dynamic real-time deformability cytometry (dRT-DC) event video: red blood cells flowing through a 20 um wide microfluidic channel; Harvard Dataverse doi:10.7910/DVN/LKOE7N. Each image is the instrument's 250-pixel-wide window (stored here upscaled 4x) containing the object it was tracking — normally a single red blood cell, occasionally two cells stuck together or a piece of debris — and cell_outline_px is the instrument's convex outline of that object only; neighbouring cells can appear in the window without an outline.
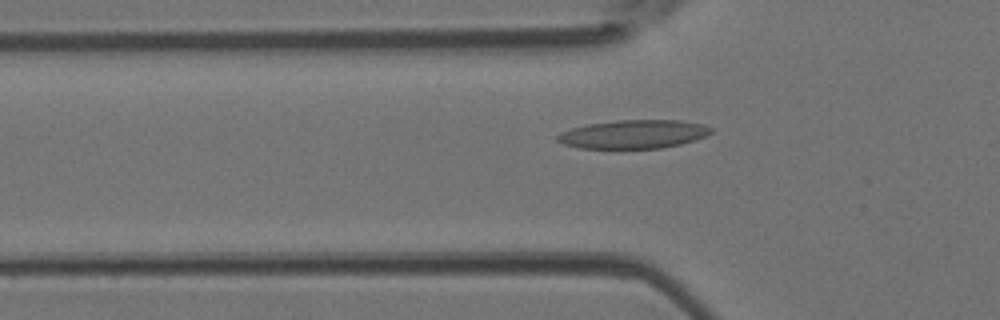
{"species": "Egyptian fruit bat (a non-hibernating species)", "species_latin": "Rousettus aegyptiacus", "temperature_condition": "room temperature", "stored_images_in_passage": 43, "camera_frame_rate_fps": 3000, "um_per_image_px": 0.085, "animal": {"sex": "female"}, "frame": {"image": 1, "passage_image": 16, "time_ms": 5.0, "image_size_px": [1000, 320], "cell_outline_px": [[712, 132], [696, 140], [680, 144], [660, 148], [580, 148], [564, 144], [556, 140], [556, 136], [560, 132], [572, 128], [588, 124], [616, 120], [680, 120], [704, 124], [712, 128]], "centroid_in_image_um": [53.85, 11.4], "position_along_channel_um": 71.9, "area_um2": 25.55}}
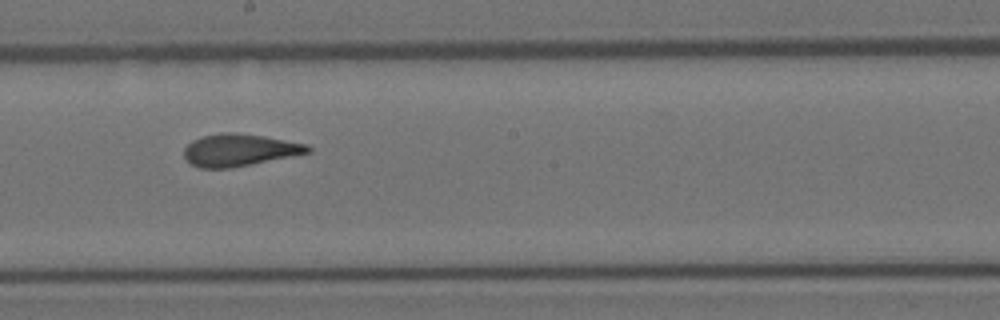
{"frame": {"image": 2, "passage_image": 27, "time_ms": 8.667, "image_size_px": [1000, 320], "cell_outline_px": [[312, 152], [232, 168], [200, 168], [192, 164], [184, 156], [184, 148], [192, 140], [204, 136], [224, 132], [236, 132], [264, 136], [308, 144], [312, 148]], "centroid_in_image_um": [20.37, 12.75], "position_along_channel_um": 227.8, "area_um2": 23.24}}
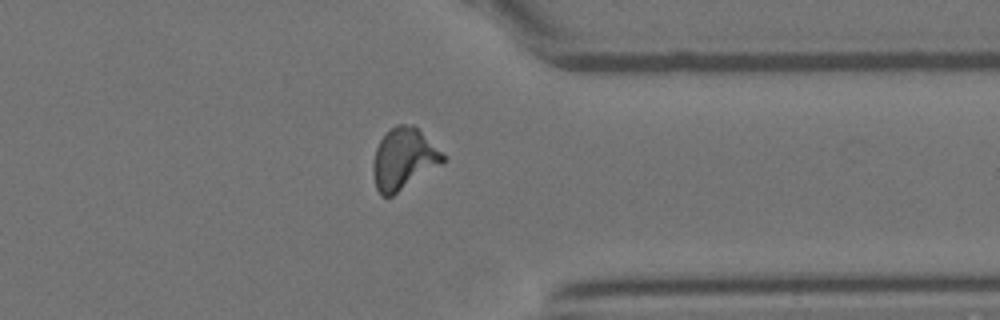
{"frame": {"image": 3, "passage_image": 38, "time_ms": 12.333, "image_size_px": [1000, 320], "cell_outline_px": [[448, 160], [392, 196], [380, 196], [376, 188], [372, 172], [372, 164], [376, 148], [380, 140], [396, 124], [412, 124], [448, 156]], "centroid_in_image_um": [34.33, 13.52], "position_along_channel_um": 377.1, "area_um2": 25.09}}